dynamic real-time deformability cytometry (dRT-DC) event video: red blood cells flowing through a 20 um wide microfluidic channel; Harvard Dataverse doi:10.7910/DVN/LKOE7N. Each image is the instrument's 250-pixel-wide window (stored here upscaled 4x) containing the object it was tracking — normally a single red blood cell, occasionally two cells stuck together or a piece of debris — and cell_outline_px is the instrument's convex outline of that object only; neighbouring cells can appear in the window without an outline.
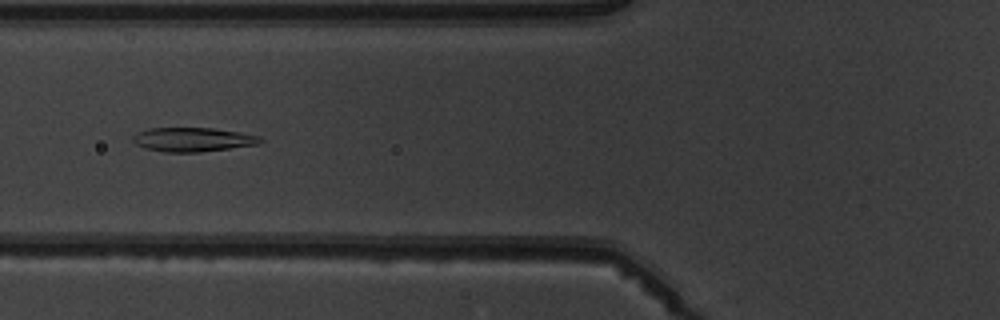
{"species": "common noctule bat (a hibernating species)", "species_latin": "Nyctalus noctula", "temperature_condition": "warm", "stored_images_in_passage": 5, "camera_frame_rate_fps": 3000, "um_per_image_px": 0.085, "animal": {"sex": "male", "body_mass_g": 19.5, "forearm_length_mm": 54.6}, "frame": {"image": 1, "passage_image": 4, "time_ms": 3.333, "image_size_px": [1000, 320], "cell_outline_px": [[264, 140], [256, 144], [200, 152], [164, 152], [144, 148], [136, 144], [132, 140], [132, 136], [148, 128], [212, 128], [240, 132], [260, 136]], "centroid_in_image_um": [16.37, 11.86], "position_along_channel_um": 109.4, "area_um2": 17.74}}
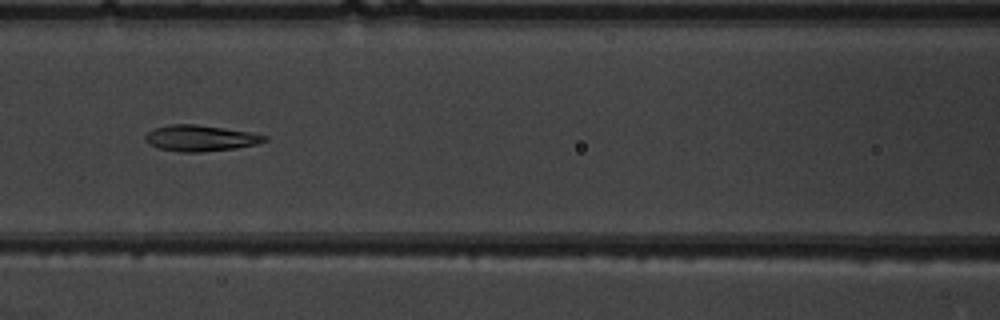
{"frame": {"image": 2, "passage_image": 5, "time_ms": 4.333, "image_size_px": [1000, 320], "cell_outline_px": [[268, 140], [256, 144], [236, 148], [200, 152], [180, 152], [160, 148], [148, 144], [144, 140], [144, 136], [152, 128], [172, 124], [196, 124], [224, 128], [248, 132], [268, 136]], "centroid_in_image_um": [17.0, 11.74], "position_along_channel_um": 149.6, "area_um2": 18.09}}